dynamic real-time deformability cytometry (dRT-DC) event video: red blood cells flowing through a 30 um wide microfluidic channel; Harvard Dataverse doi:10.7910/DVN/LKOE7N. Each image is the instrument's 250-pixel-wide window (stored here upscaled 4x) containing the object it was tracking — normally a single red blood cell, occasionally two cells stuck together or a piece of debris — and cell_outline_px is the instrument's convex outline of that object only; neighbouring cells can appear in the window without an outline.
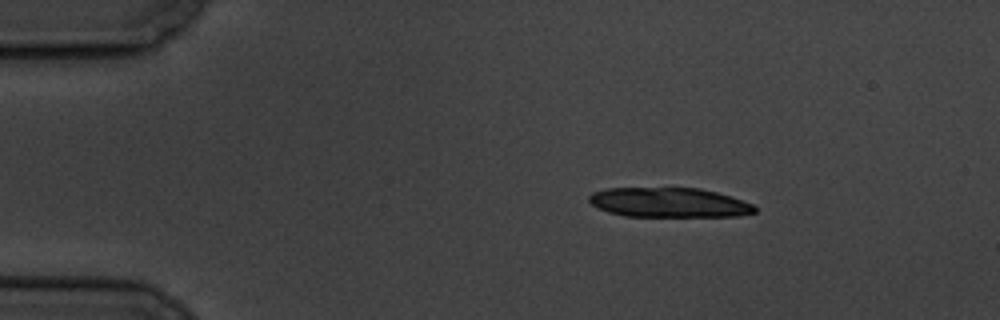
{"species": "common noctule bat (a hibernating species)", "species_latin": "Nyctalus noctula", "temperature_condition": "cold", "stored_images_in_passage": 4, "camera_frame_rate_fps": 3000, "um_per_image_px": 0.085, "animal": {"sex": "male", "body_mass_g": 19.5, "forearm_length_mm": 54.6}, "frame": {"image": 1, "passage_image": 1, "time_ms": 0.0, "image_size_px": [1000, 320], "cell_outline_px": [[756, 212], [736, 216], [624, 216], [608, 212], [596, 208], [588, 200], [588, 196], [592, 192], [604, 188], [700, 188], [716, 192], [752, 204], [756, 208]], "centroid_in_image_um": [56.79, 17.21], "position_along_channel_um": 28.2, "area_um2": 28.55}}